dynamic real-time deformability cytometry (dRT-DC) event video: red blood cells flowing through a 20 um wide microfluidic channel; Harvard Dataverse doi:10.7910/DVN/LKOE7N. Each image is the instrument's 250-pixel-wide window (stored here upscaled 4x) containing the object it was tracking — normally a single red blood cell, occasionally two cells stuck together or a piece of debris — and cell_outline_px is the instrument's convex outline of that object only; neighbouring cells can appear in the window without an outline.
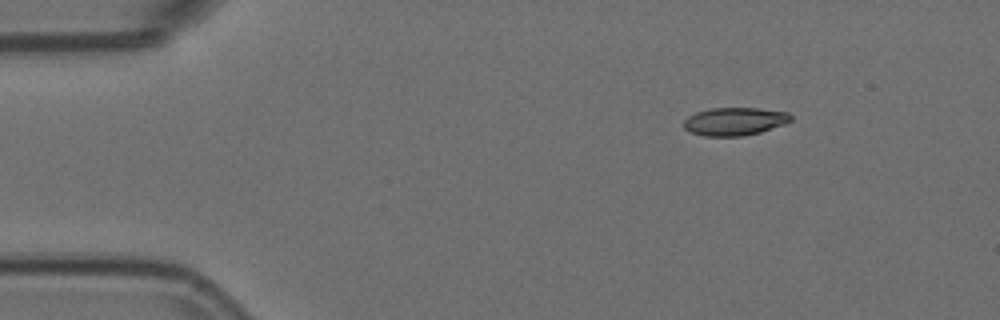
{"species": "Egyptian fruit bat (a non-hibernating species)", "species_latin": "Rousettus aegyptiacus", "temperature_condition": "room temperature", "stored_images_in_passage": 3, "camera_frame_rate_fps": 3000, "um_per_image_px": 0.085, "animal": {"sex": "female"}, "frame": {"image": 1, "passage_image": 1, "time_ms": 0.0, "image_size_px": [1000, 320], "cell_outline_px": [[792, 120], [784, 124], [760, 132], [744, 136], [704, 136], [692, 132], [684, 128], [684, 120], [688, 116], [696, 112], [712, 108], [756, 108], [788, 112], [792, 116]], "centroid_in_image_um": [62.45, 10.32], "position_along_channel_um": 22.5, "area_um2": 17.4}}